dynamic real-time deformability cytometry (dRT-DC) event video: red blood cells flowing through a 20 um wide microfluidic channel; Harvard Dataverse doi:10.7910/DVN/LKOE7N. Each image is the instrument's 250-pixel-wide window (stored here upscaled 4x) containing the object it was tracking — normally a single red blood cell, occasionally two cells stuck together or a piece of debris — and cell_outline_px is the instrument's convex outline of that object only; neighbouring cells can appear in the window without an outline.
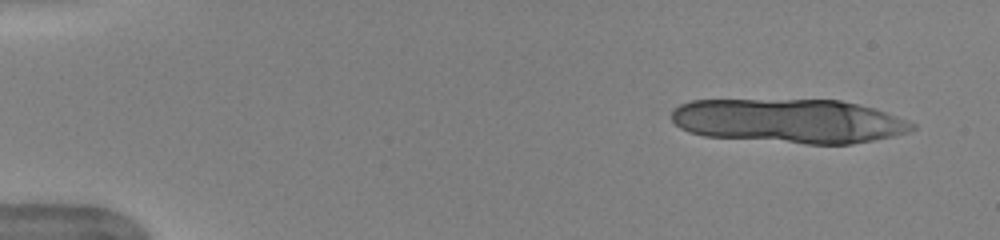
{"species": "human", "species_latin": "Homo sapiens", "temperature_condition": "warm", "stored_images_in_passage": 14, "camera_frame_rate_fps": 3000, "um_per_image_px": 0.085, "donor": {"sex": "female"}, "frame": {"image": 1, "passage_image": 3, "time_ms": 0.667, "image_size_px": [1000, 240], "cell_outline_px": [[916, 128], [908, 132], [892, 136], [852, 144], [804, 144], [704, 136], [688, 132], [680, 128], [672, 120], [672, 112], [680, 104], [692, 100], [840, 100], [872, 108], [896, 116], [916, 124]], "centroid_in_image_um": [67.05, 10.29], "position_along_channel_um": 17.9, "area_um2": 61.9}}